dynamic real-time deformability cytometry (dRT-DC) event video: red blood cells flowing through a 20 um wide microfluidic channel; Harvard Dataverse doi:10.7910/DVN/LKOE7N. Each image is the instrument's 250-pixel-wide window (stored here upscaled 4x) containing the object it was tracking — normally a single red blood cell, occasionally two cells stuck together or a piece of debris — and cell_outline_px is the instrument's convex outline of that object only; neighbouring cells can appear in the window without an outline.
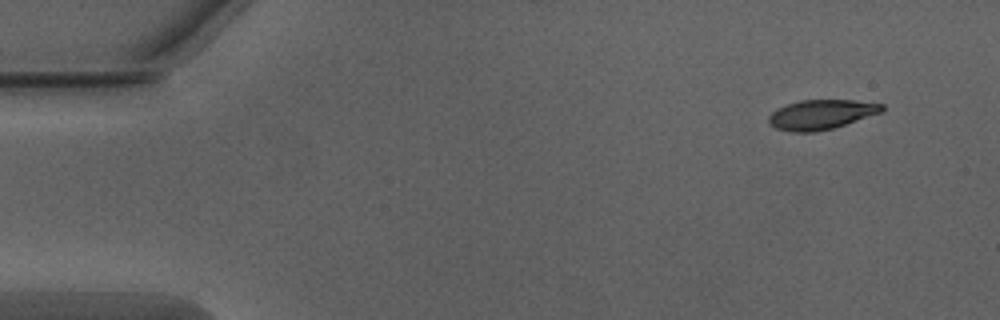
{"species": "Egyptian fruit bat (a non-hibernating species)", "species_latin": "Rousettus aegyptiacus", "temperature_condition": "warm", "stored_images_in_passage": 48, "camera_frame_rate_fps": 3000, "um_per_image_px": 0.085, "animal": {"sex": "male"}, "frame": {"image": 1, "passage_image": 1, "time_ms": 0.0, "image_size_px": [1000, 320], "cell_outline_px": [[884, 112], [832, 128], [816, 132], [792, 132], [776, 128], [768, 124], [768, 116], [772, 112], [788, 104], [800, 100], [852, 100], [884, 104]], "centroid_in_image_um": [69.82, 9.74], "position_along_channel_um": 15.2, "area_um2": 19.54}}
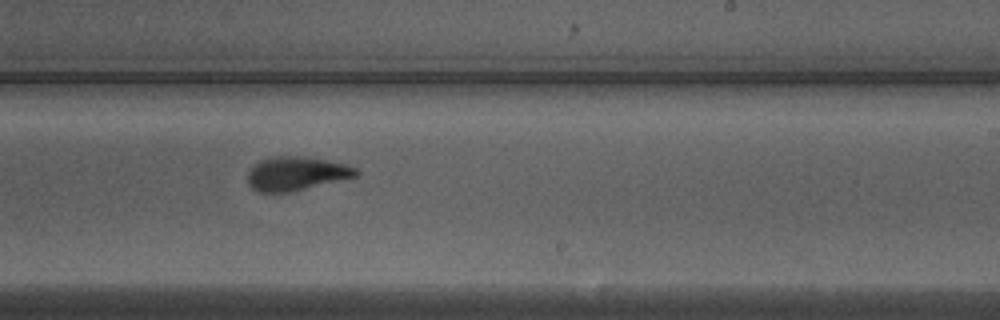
{"frame": {"image": 2, "passage_image": 28, "time_ms": 9.0, "image_size_px": [1000, 320], "cell_outline_px": [[360, 172], [356, 176], [292, 192], [260, 192], [252, 188], [248, 184], [248, 172], [260, 160], [272, 156], [296, 156], [324, 160], [344, 164], [356, 168]], "centroid_in_image_um": [25.16, 14.76], "position_along_channel_um": 263.8, "area_um2": 21.04}}
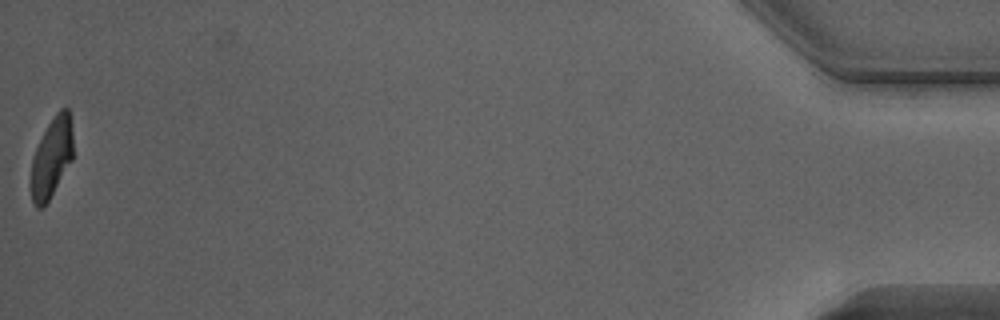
{"frame": {"image": 3, "passage_image": 48, "time_ms": 15.667, "image_size_px": [1000, 320], "cell_outline_px": [[72, 160], [48, 200], [40, 208], [36, 208], [32, 204], [28, 180], [32, 156], [48, 124], [56, 112], [60, 108], [68, 108], [72, 132]], "centroid_in_image_um": [4.33, 13.44], "position_along_channel_um": 430.9, "area_um2": 19.77}, "authors_computed_cell_mechanics": {"area_um2": 21.1259, "velocity_mm_per_s": 4.0313, "shape_relaxation_time_tau1_ms": 3.1869, "shape_relaxation_time_tau2_ms": 1.0631, "deformation_change_tau1": 0.1973, "deformation_change_tau2": 0.0923}}